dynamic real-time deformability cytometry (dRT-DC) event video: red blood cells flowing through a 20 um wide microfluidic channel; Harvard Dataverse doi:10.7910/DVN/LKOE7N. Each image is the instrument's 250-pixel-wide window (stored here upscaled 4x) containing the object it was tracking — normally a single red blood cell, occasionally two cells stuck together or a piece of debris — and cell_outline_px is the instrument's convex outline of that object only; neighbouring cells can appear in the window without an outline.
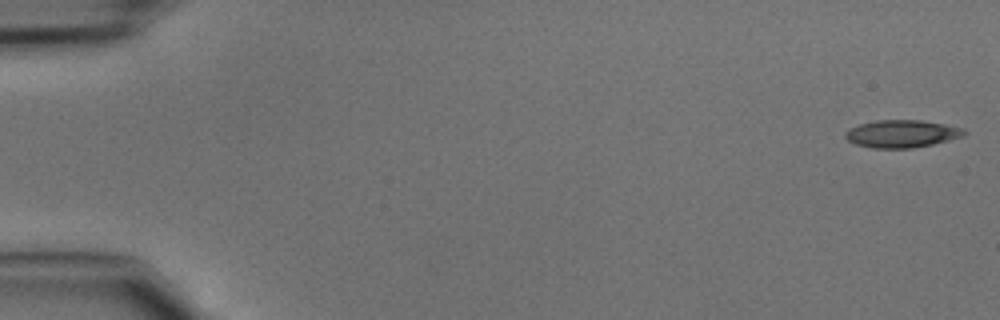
{"species": "common noctule bat (a hibernating species)", "species_latin": "Nyctalus noctula", "temperature_condition": "cold", "stored_images_in_passage": 43, "camera_frame_rate_fps": 3000, "um_per_image_px": 0.085, "animal": {"sex": "male", "body_mass_g": 15.6}, "frame": {"image": 1, "passage_image": 1, "time_ms": 0.0, "image_size_px": [1000, 320], "cell_outline_px": [[968, 132], [964, 136], [932, 144], [912, 148], [872, 148], [856, 144], [848, 140], [844, 136], [844, 132], [848, 128], [860, 124], [876, 120], [920, 120], [944, 124], [964, 128]], "centroid_in_image_um": [76.65, 11.36], "position_along_channel_um": 8.4, "area_um2": 19.13}}
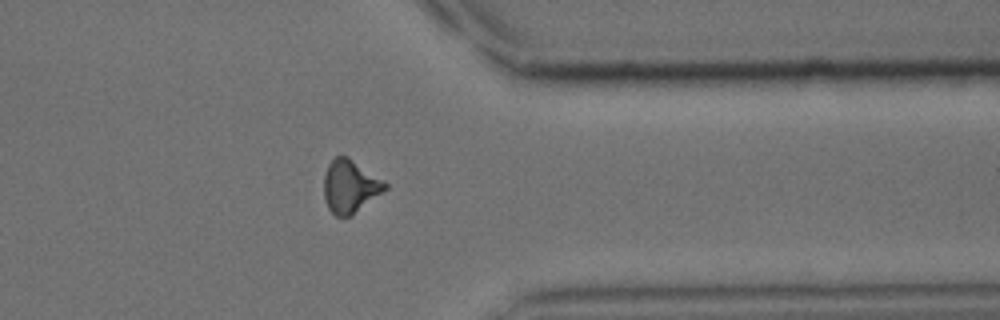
{"frame": {"image": 2, "passage_image": 37, "time_ms": 12.0, "image_size_px": [1000, 320], "cell_outline_px": [[388, 188], [352, 216], [336, 216], [328, 208], [324, 196], [324, 176], [328, 164], [336, 156], [348, 156], [388, 184]], "centroid_in_image_um": [29.75, 15.85], "position_along_channel_um": 381.6, "area_um2": 18.79}}